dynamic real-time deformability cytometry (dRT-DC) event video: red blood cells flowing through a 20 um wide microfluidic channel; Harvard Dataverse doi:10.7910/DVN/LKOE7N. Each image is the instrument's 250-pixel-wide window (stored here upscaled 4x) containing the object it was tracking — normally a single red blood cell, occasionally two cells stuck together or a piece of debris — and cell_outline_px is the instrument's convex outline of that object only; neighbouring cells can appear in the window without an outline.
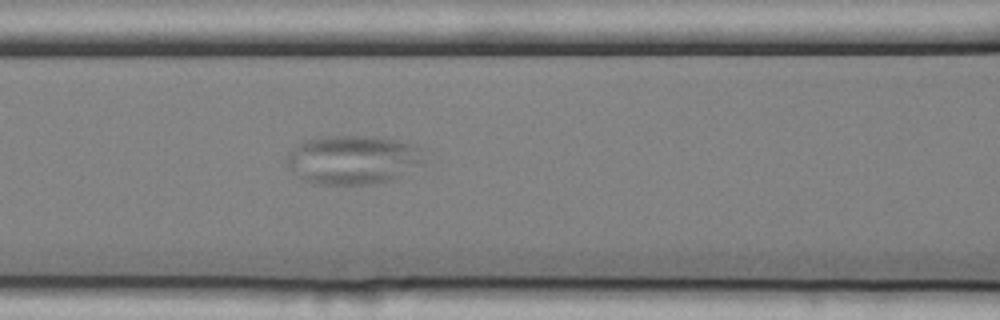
{"species": "common noctule bat (a hibernating species)", "species_latin": "Nyctalus noctula", "temperature_condition": "cold", "stored_images_in_passage": 55, "camera_frame_rate_fps": 3000, "um_per_image_px": 0.085, "animal": {"sex": "female", "body_mass_g": 25.1}, "frame": {"image": 1, "passage_image": 23, "time_ms": 7.333, "image_size_px": [1000, 320], "cell_outline_px": [[424, 164], [392, 180], [368, 184], [312, 184], [296, 176], [284, 160], [284, 156], [296, 144], [304, 140], [324, 136], [372, 136], [396, 140], [416, 144], [424, 148]], "centroid_in_image_um": [30.0, 13.57], "position_along_channel_um": 136.6, "area_um2": 39.94}}
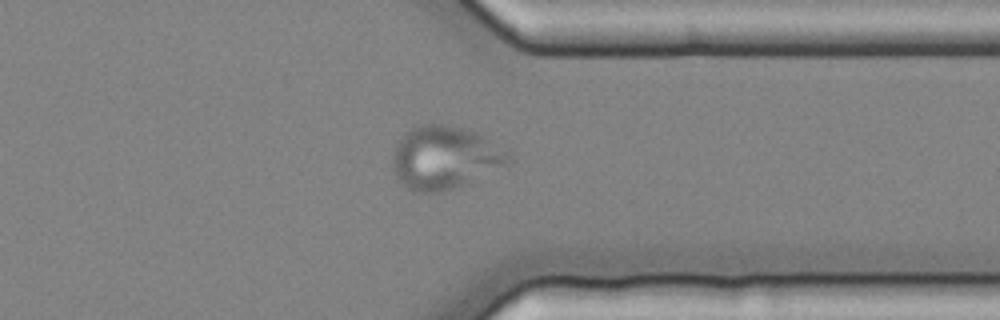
{"frame": {"image": 2, "passage_image": 43, "time_ms": 14.0, "image_size_px": [1000, 320], "cell_outline_px": [[512, 160], [504, 164], [452, 188], [440, 192], [412, 192], [396, 176], [392, 168], [392, 156], [404, 132], [420, 124], [440, 124], [460, 128], [476, 132], [512, 152]], "centroid_in_image_um": [37.77, 13.37], "position_along_channel_um": 373.6, "area_um2": 41.67}}
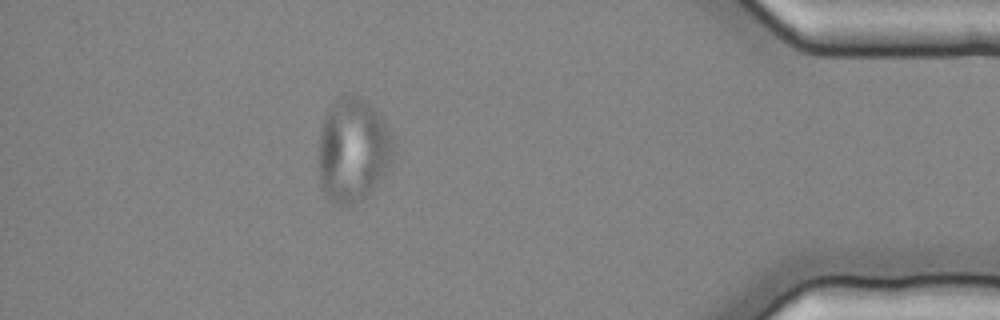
{"frame": {"image": 3, "passage_image": 49, "time_ms": 16.0, "image_size_px": [1000, 320], "cell_outline_px": [[396, 144], [392, 160], [384, 172], [368, 192], [356, 204], [340, 208], [328, 200], [324, 196], [320, 188], [320, 128], [324, 116], [332, 104], [344, 96], [356, 96], [364, 100], [384, 120]], "centroid_in_image_um": [29.98, 12.81], "position_along_channel_um": 405.2, "area_um2": 45.08}}